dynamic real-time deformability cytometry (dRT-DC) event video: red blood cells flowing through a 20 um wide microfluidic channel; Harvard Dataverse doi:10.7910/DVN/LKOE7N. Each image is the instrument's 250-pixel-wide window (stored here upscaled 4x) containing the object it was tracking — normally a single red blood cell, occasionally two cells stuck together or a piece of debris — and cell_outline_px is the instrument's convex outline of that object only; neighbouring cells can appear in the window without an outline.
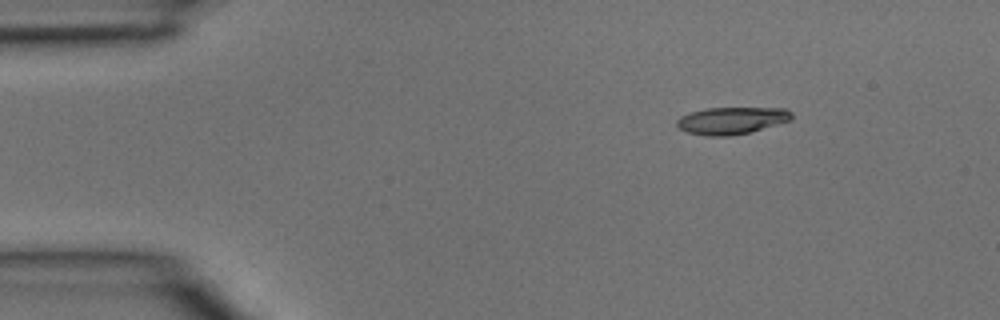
{"species": "common noctule bat (a hibernating species)", "species_latin": "Nyctalus noctula", "temperature_condition": "room temperature", "stored_images_in_passage": 4, "camera_frame_rate_fps": 3000, "um_per_image_px": 0.085, "animal": {"sex": "male", "body_mass_g": 15.6}, "frame": {"image": 1, "passage_image": 1, "time_ms": 0.0, "image_size_px": [1000, 320], "cell_outline_px": [[792, 120], [748, 132], [728, 136], [708, 136], [688, 132], [680, 128], [676, 124], [676, 120], [680, 116], [692, 112], [708, 108], [784, 108], [792, 112]], "centroid_in_image_um": [62.19, 10.24], "position_along_channel_um": 22.8, "area_um2": 17.92}}